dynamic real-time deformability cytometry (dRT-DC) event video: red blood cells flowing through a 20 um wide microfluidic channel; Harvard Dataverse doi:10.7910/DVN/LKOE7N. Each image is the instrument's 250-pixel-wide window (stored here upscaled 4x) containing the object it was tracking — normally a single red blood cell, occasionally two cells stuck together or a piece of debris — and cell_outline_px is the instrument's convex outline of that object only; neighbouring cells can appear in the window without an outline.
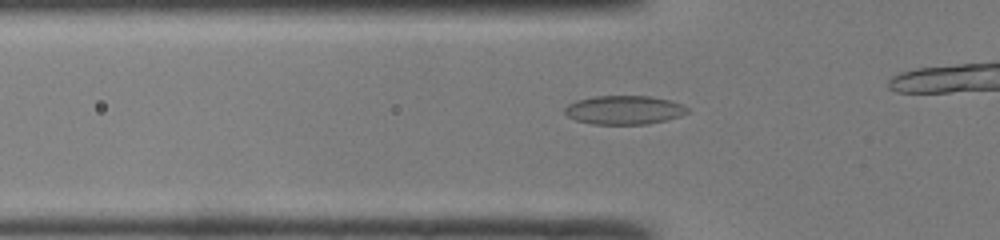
{"species": "common noctule bat (a hibernating species)", "species_latin": "Nyctalus noctula", "temperature_condition": "room temperature", "stored_images_in_passage": 30, "camera_frame_rate_fps": 3000, "um_per_image_px": 0.085, "animal": {"sex": "male", "body_mass_g": 19.0, "forearm_length_mm": 50.8}, "frame": {"image": 1, "passage_image": 8, "time_ms": 2.333, "image_size_px": [1000, 240], "cell_outline_px": [[688, 112], [680, 116], [648, 124], [592, 124], [576, 120], [568, 116], [564, 112], [564, 108], [568, 104], [576, 100], [596, 96], [652, 96], [684, 104], [688, 108]], "centroid_in_image_um": [53.05, 9.34], "position_along_channel_um": 72.8, "area_um2": 20.58}}
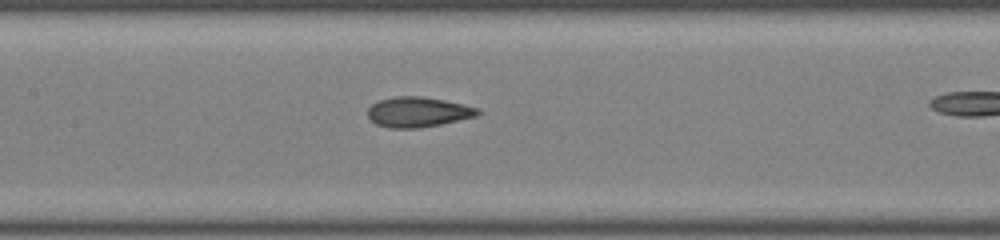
{"frame": {"image": 2, "passage_image": 15, "time_ms": 4.667, "image_size_px": [1000, 240], "cell_outline_px": [[484, 112], [476, 116], [440, 124], [420, 128], [388, 128], [376, 124], [368, 116], [368, 108], [372, 104], [380, 100], [396, 96], [420, 96], [444, 100], [464, 104], [476, 108]], "centroid_in_image_um": [35.53, 9.52], "position_along_channel_um": 171.9, "area_um2": 19.25}}
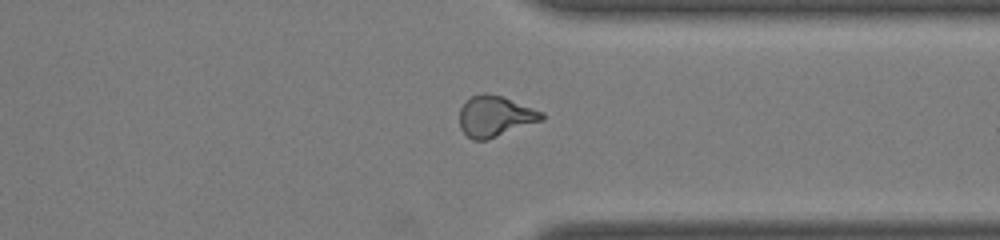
{"frame": {"image": 3, "passage_image": 29, "time_ms": 9.333, "image_size_px": [1000, 240], "cell_outline_px": [[544, 120], [484, 140], [472, 140], [460, 128], [460, 108], [472, 96], [484, 92], [500, 96], [544, 112]], "centroid_in_image_um": [42.08, 9.88], "position_along_channel_um": 369.3, "area_um2": 19.19}}